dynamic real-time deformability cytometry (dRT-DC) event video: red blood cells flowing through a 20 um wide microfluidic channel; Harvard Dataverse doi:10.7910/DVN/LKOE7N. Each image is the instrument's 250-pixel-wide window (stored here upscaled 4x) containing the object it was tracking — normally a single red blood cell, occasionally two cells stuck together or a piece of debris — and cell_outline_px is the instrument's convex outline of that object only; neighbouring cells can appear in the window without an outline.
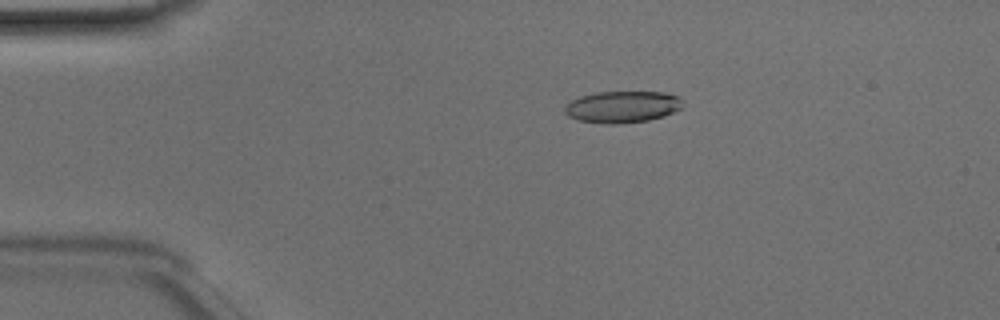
{"species": "Egyptian fruit bat (a non-hibernating species)", "species_latin": "Rousettus aegyptiacus", "temperature_condition": "room temperature", "stored_images_in_passage": 49, "camera_frame_rate_fps": 3000, "um_per_image_px": 0.085, "animal": {"sex": "male"}, "frame": {"image": 1, "passage_image": 10, "time_ms": 3.0, "image_size_px": [1000, 320], "cell_outline_px": [[684, 104], [680, 108], [664, 116], [648, 120], [620, 124], [608, 124], [576, 120], [568, 116], [564, 112], [564, 108], [572, 100], [580, 96], [596, 92], [664, 92], [680, 96]], "centroid_in_image_um": [52.9, 9.08], "position_along_channel_um": 32.1, "area_um2": 21.91}}
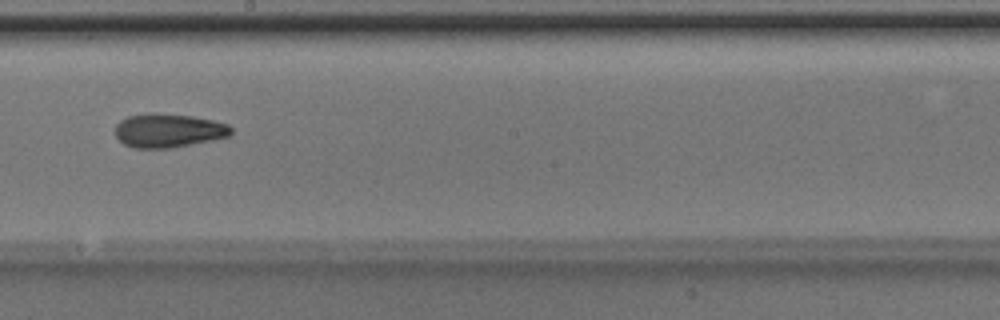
{"frame": {"image": 2, "passage_image": 28, "time_ms": 9.0, "image_size_px": [1000, 320], "cell_outline_px": [[232, 132], [228, 136], [212, 140], [172, 148], [132, 148], [124, 144], [116, 136], [116, 124], [120, 120], [128, 116], [156, 112], [192, 116], [212, 120], [228, 124], [232, 128]], "centroid_in_image_um": [14.31, 11.09], "position_along_channel_um": 233.9, "area_um2": 22.89}}
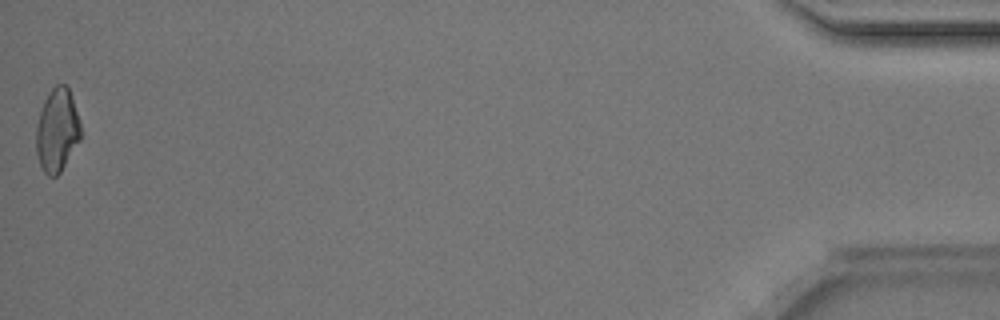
{"frame": {"image": 3, "passage_image": 49, "time_ms": 16.0, "image_size_px": [1000, 320], "cell_outline_px": [[80, 140], [60, 172], [56, 176], [48, 176], [44, 172], [40, 164], [36, 152], [36, 128], [40, 112], [44, 100], [48, 92], [56, 84], [64, 84], [68, 88], [80, 120]], "centroid_in_image_um": [4.85, 11.07], "position_along_channel_um": 430.4, "area_um2": 21.44}, "authors_computed_cell_mechanics": {"area_um2": 21.964, "velocity_mm_per_s": 4.1717, "shape_relaxation_time_tau1_ms": 5.2498, "shape_relaxation_time_tau2_ms": 2.7148, "deformation_change_tau1": 0.1563, "deformation_change_tau2": 0.097}}